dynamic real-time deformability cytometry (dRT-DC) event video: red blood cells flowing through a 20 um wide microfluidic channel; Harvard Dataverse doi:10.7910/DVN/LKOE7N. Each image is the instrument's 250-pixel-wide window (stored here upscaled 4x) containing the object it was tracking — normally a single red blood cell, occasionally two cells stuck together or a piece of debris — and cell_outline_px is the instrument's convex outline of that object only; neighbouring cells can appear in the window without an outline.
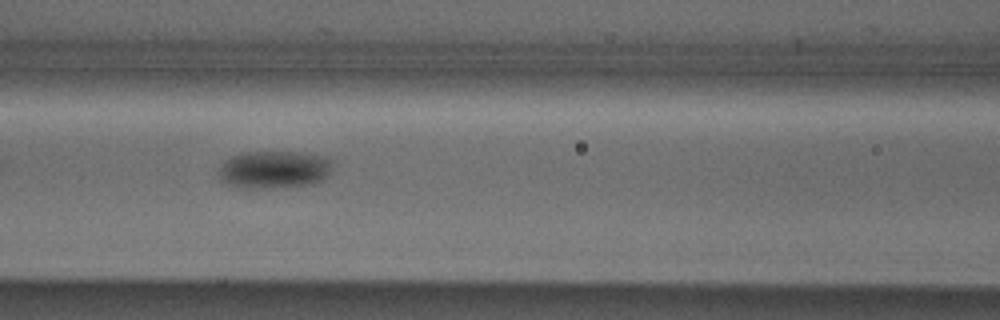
{"species": "Egyptian fruit bat (a non-hibernating species)", "species_latin": "Rousettus aegyptiacus", "temperature_condition": "cold", "stored_images_in_passage": 8, "camera_frame_rate_fps": 3000, "um_per_image_px": 0.085, "animal": {"sex": "male"}, "frame": {"image": 1, "passage_image": 7, "time_ms": 7.333, "image_size_px": [1000, 320], "cell_outline_px": [[332, 172], [320, 180], [312, 184], [272, 188], [240, 188], [224, 184], [220, 180], [220, 164], [224, 160], [240, 152], [300, 152], [332, 156]], "centroid_in_image_um": [23.32, 14.4], "position_along_channel_um": 143.3, "area_um2": 25.55}}